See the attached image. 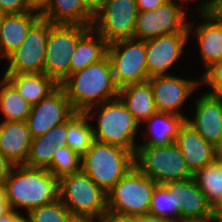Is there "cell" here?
Segmentation results:
<instances>
[{"label": "cell", "instance_id": "cell-12", "mask_svg": "<svg viewBox=\"0 0 222 222\" xmlns=\"http://www.w3.org/2000/svg\"><path fill=\"white\" fill-rule=\"evenodd\" d=\"M184 8L174 0H169L155 10L139 12L136 20L134 38L147 41L160 35L188 32Z\"/></svg>", "mask_w": 222, "mask_h": 222}, {"label": "cell", "instance_id": "cell-21", "mask_svg": "<svg viewBox=\"0 0 222 222\" xmlns=\"http://www.w3.org/2000/svg\"><path fill=\"white\" fill-rule=\"evenodd\" d=\"M40 17L37 10L3 16L0 24V52L4 59L22 44L28 30Z\"/></svg>", "mask_w": 222, "mask_h": 222}, {"label": "cell", "instance_id": "cell-31", "mask_svg": "<svg viewBox=\"0 0 222 222\" xmlns=\"http://www.w3.org/2000/svg\"><path fill=\"white\" fill-rule=\"evenodd\" d=\"M53 151L52 162L46 169L58 180L81 171V157L68 146L57 145Z\"/></svg>", "mask_w": 222, "mask_h": 222}, {"label": "cell", "instance_id": "cell-30", "mask_svg": "<svg viewBox=\"0 0 222 222\" xmlns=\"http://www.w3.org/2000/svg\"><path fill=\"white\" fill-rule=\"evenodd\" d=\"M148 213L170 222H179V206L176 195L169 192L163 184H157L152 193Z\"/></svg>", "mask_w": 222, "mask_h": 222}, {"label": "cell", "instance_id": "cell-40", "mask_svg": "<svg viewBox=\"0 0 222 222\" xmlns=\"http://www.w3.org/2000/svg\"><path fill=\"white\" fill-rule=\"evenodd\" d=\"M13 164L0 153V184L9 176Z\"/></svg>", "mask_w": 222, "mask_h": 222}, {"label": "cell", "instance_id": "cell-1", "mask_svg": "<svg viewBox=\"0 0 222 222\" xmlns=\"http://www.w3.org/2000/svg\"><path fill=\"white\" fill-rule=\"evenodd\" d=\"M75 112H86L118 97L110 60L106 55L98 62L68 75L59 85Z\"/></svg>", "mask_w": 222, "mask_h": 222}, {"label": "cell", "instance_id": "cell-39", "mask_svg": "<svg viewBox=\"0 0 222 222\" xmlns=\"http://www.w3.org/2000/svg\"><path fill=\"white\" fill-rule=\"evenodd\" d=\"M169 0H136L139 12H144L162 6Z\"/></svg>", "mask_w": 222, "mask_h": 222}, {"label": "cell", "instance_id": "cell-50", "mask_svg": "<svg viewBox=\"0 0 222 222\" xmlns=\"http://www.w3.org/2000/svg\"><path fill=\"white\" fill-rule=\"evenodd\" d=\"M179 1H181V2H184V1H186V2L188 3V1H189V0H179Z\"/></svg>", "mask_w": 222, "mask_h": 222}, {"label": "cell", "instance_id": "cell-43", "mask_svg": "<svg viewBox=\"0 0 222 222\" xmlns=\"http://www.w3.org/2000/svg\"><path fill=\"white\" fill-rule=\"evenodd\" d=\"M8 201L5 199V189L3 184H0V217L4 216L10 211Z\"/></svg>", "mask_w": 222, "mask_h": 222}, {"label": "cell", "instance_id": "cell-29", "mask_svg": "<svg viewBox=\"0 0 222 222\" xmlns=\"http://www.w3.org/2000/svg\"><path fill=\"white\" fill-rule=\"evenodd\" d=\"M31 106L5 77L1 79L0 110L3 113L4 121H26Z\"/></svg>", "mask_w": 222, "mask_h": 222}, {"label": "cell", "instance_id": "cell-16", "mask_svg": "<svg viewBox=\"0 0 222 222\" xmlns=\"http://www.w3.org/2000/svg\"><path fill=\"white\" fill-rule=\"evenodd\" d=\"M148 81L152 86L155 107L158 112H169L187 118L180 112V109L201 82L168 74L150 77Z\"/></svg>", "mask_w": 222, "mask_h": 222}, {"label": "cell", "instance_id": "cell-48", "mask_svg": "<svg viewBox=\"0 0 222 222\" xmlns=\"http://www.w3.org/2000/svg\"><path fill=\"white\" fill-rule=\"evenodd\" d=\"M5 14L0 10V24H1V21H2V18Z\"/></svg>", "mask_w": 222, "mask_h": 222}, {"label": "cell", "instance_id": "cell-33", "mask_svg": "<svg viewBox=\"0 0 222 222\" xmlns=\"http://www.w3.org/2000/svg\"><path fill=\"white\" fill-rule=\"evenodd\" d=\"M74 216L58 198L54 202L31 209L27 213V222H71Z\"/></svg>", "mask_w": 222, "mask_h": 222}, {"label": "cell", "instance_id": "cell-3", "mask_svg": "<svg viewBox=\"0 0 222 222\" xmlns=\"http://www.w3.org/2000/svg\"><path fill=\"white\" fill-rule=\"evenodd\" d=\"M134 163L130 150L94 140L81 157V171L106 193L125 176Z\"/></svg>", "mask_w": 222, "mask_h": 222}, {"label": "cell", "instance_id": "cell-23", "mask_svg": "<svg viewBox=\"0 0 222 222\" xmlns=\"http://www.w3.org/2000/svg\"><path fill=\"white\" fill-rule=\"evenodd\" d=\"M118 97L139 125L140 122H145L157 112L152 86L149 81L121 87Z\"/></svg>", "mask_w": 222, "mask_h": 222}, {"label": "cell", "instance_id": "cell-49", "mask_svg": "<svg viewBox=\"0 0 222 222\" xmlns=\"http://www.w3.org/2000/svg\"><path fill=\"white\" fill-rule=\"evenodd\" d=\"M219 157L222 158V147H221L220 150H219Z\"/></svg>", "mask_w": 222, "mask_h": 222}, {"label": "cell", "instance_id": "cell-10", "mask_svg": "<svg viewBox=\"0 0 222 222\" xmlns=\"http://www.w3.org/2000/svg\"><path fill=\"white\" fill-rule=\"evenodd\" d=\"M138 13L136 0H104L94 11L91 27L108 43L134 38Z\"/></svg>", "mask_w": 222, "mask_h": 222}, {"label": "cell", "instance_id": "cell-5", "mask_svg": "<svg viewBox=\"0 0 222 222\" xmlns=\"http://www.w3.org/2000/svg\"><path fill=\"white\" fill-rule=\"evenodd\" d=\"M59 199L74 217L97 220L107 211V193L82 171L59 180Z\"/></svg>", "mask_w": 222, "mask_h": 222}, {"label": "cell", "instance_id": "cell-18", "mask_svg": "<svg viewBox=\"0 0 222 222\" xmlns=\"http://www.w3.org/2000/svg\"><path fill=\"white\" fill-rule=\"evenodd\" d=\"M175 143L179 146L192 174L213 163L219 157V150L206 142L186 122L180 127Z\"/></svg>", "mask_w": 222, "mask_h": 222}, {"label": "cell", "instance_id": "cell-44", "mask_svg": "<svg viewBox=\"0 0 222 222\" xmlns=\"http://www.w3.org/2000/svg\"><path fill=\"white\" fill-rule=\"evenodd\" d=\"M29 5L37 11H40L47 3L49 0H27Z\"/></svg>", "mask_w": 222, "mask_h": 222}, {"label": "cell", "instance_id": "cell-36", "mask_svg": "<svg viewBox=\"0 0 222 222\" xmlns=\"http://www.w3.org/2000/svg\"><path fill=\"white\" fill-rule=\"evenodd\" d=\"M46 137H49L55 146H66L67 141V121L54 126L46 132Z\"/></svg>", "mask_w": 222, "mask_h": 222}, {"label": "cell", "instance_id": "cell-47", "mask_svg": "<svg viewBox=\"0 0 222 222\" xmlns=\"http://www.w3.org/2000/svg\"><path fill=\"white\" fill-rule=\"evenodd\" d=\"M71 222H96V220L92 218L74 217Z\"/></svg>", "mask_w": 222, "mask_h": 222}, {"label": "cell", "instance_id": "cell-28", "mask_svg": "<svg viewBox=\"0 0 222 222\" xmlns=\"http://www.w3.org/2000/svg\"><path fill=\"white\" fill-rule=\"evenodd\" d=\"M85 112H74L67 120V141L72 151L82 157L94 142V134Z\"/></svg>", "mask_w": 222, "mask_h": 222}, {"label": "cell", "instance_id": "cell-6", "mask_svg": "<svg viewBox=\"0 0 222 222\" xmlns=\"http://www.w3.org/2000/svg\"><path fill=\"white\" fill-rule=\"evenodd\" d=\"M135 166L157 184L193 178L179 146H137Z\"/></svg>", "mask_w": 222, "mask_h": 222}, {"label": "cell", "instance_id": "cell-19", "mask_svg": "<svg viewBox=\"0 0 222 222\" xmlns=\"http://www.w3.org/2000/svg\"><path fill=\"white\" fill-rule=\"evenodd\" d=\"M32 136L26 121L0 122V153L13 165H24Z\"/></svg>", "mask_w": 222, "mask_h": 222}, {"label": "cell", "instance_id": "cell-8", "mask_svg": "<svg viewBox=\"0 0 222 222\" xmlns=\"http://www.w3.org/2000/svg\"><path fill=\"white\" fill-rule=\"evenodd\" d=\"M107 56L115 84L119 89L149 80L146 41L128 38L111 42L108 44Z\"/></svg>", "mask_w": 222, "mask_h": 222}, {"label": "cell", "instance_id": "cell-27", "mask_svg": "<svg viewBox=\"0 0 222 222\" xmlns=\"http://www.w3.org/2000/svg\"><path fill=\"white\" fill-rule=\"evenodd\" d=\"M193 179L214 209L222 201V158L195 172Z\"/></svg>", "mask_w": 222, "mask_h": 222}, {"label": "cell", "instance_id": "cell-35", "mask_svg": "<svg viewBox=\"0 0 222 222\" xmlns=\"http://www.w3.org/2000/svg\"><path fill=\"white\" fill-rule=\"evenodd\" d=\"M0 10L4 14H19L34 9L27 0H0Z\"/></svg>", "mask_w": 222, "mask_h": 222}, {"label": "cell", "instance_id": "cell-42", "mask_svg": "<svg viewBox=\"0 0 222 222\" xmlns=\"http://www.w3.org/2000/svg\"><path fill=\"white\" fill-rule=\"evenodd\" d=\"M132 222H170L164 218L157 217L150 213L139 215V216H132Z\"/></svg>", "mask_w": 222, "mask_h": 222}, {"label": "cell", "instance_id": "cell-14", "mask_svg": "<svg viewBox=\"0 0 222 222\" xmlns=\"http://www.w3.org/2000/svg\"><path fill=\"white\" fill-rule=\"evenodd\" d=\"M193 25L188 24V32L160 35L146 41V63L149 78L166 75V71L182 56L189 40Z\"/></svg>", "mask_w": 222, "mask_h": 222}, {"label": "cell", "instance_id": "cell-32", "mask_svg": "<svg viewBox=\"0 0 222 222\" xmlns=\"http://www.w3.org/2000/svg\"><path fill=\"white\" fill-rule=\"evenodd\" d=\"M54 148L55 143L49 137H46V133L32 138L29 154L24 165L31 168L46 169L52 162Z\"/></svg>", "mask_w": 222, "mask_h": 222}, {"label": "cell", "instance_id": "cell-25", "mask_svg": "<svg viewBox=\"0 0 222 222\" xmlns=\"http://www.w3.org/2000/svg\"><path fill=\"white\" fill-rule=\"evenodd\" d=\"M5 77L29 104L35 105L53 92L59 85L47 74H4Z\"/></svg>", "mask_w": 222, "mask_h": 222}, {"label": "cell", "instance_id": "cell-7", "mask_svg": "<svg viewBox=\"0 0 222 222\" xmlns=\"http://www.w3.org/2000/svg\"><path fill=\"white\" fill-rule=\"evenodd\" d=\"M156 185L155 181L133 166L107 192V210L128 216L147 214Z\"/></svg>", "mask_w": 222, "mask_h": 222}, {"label": "cell", "instance_id": "cell-45", "mask_svg": "<svg viewBox=\"0 0 222 222\" xmlns=\"http://www.w3.org/2000/svg\"><path fill=\"white\" fill-rule=\"evenodd\" d=\"M213 222H222V201L214 208Z\"/></svg>", "mask_w": 222, "mask_h": 222}, {"label": "cell", "instance_id": "cell-9", "mask_svg": "<svg viewBox=\"0 0 222 222\" xmlns=\"http://www.w3.org/2000/svg\"><path fill=\"white\" fill-rule=\"evenodd\" d=\"M89 28L80 24H52L49 21L43 72L58 85L69 75L71 54L78 39Z\"/></svg>", "mask_w": 222, "mask_h": 222}, {"label": "cell", "instance_id": "cell-11", "mask_svg": "<svg viewBox=\"0 0 222 222\" xmlns=\"http://www.w3.org/2000/svg\"><path fill=\"white\" fill-rule=\"evenodd\" d=\"M49 21L39 18L28 30L22 44L9 54L4 74L43 73Z\"/></svg>", "mask_w": 222, "mask_h": 222}, {"label": "cell", "instance_id": "cell-26", "mask_svg": "<svg viewBox=\"0 0 222 222\" xmlns=\"http://www.w3.org/2000/svg\"><path fill=\"white\" fill-rule=\"evenodd\" d=\"M185 120L183 116L177 114L157 111L146 120L149 133L147 134L145 131L146 142L138 146H165L174 143Z\"/></svg>", "mask_w": 222, "mask_h": 222}, {"label": "cell", "instance_id": "cell-38", "mask_svg": "<svg viewBox=\"0 0 222 222\" xmlns=\"http://www.w3.org/2000/svg\"><path fill=\"white\" fill-rule=\"evenodd\" d=\"M96 222H132V216L107 210Z\"/></svg>", "mask_w": 222, "mask_h": 222}, {"label": "cell", "instance_id": "cell-37", "mask_svg": "<svg viewBox=\"0 0 222 222\" xmlns=\"http://www.w3.org/2000/svg\"><path fill=\"white\" fill-rule=\"evenodd\" d=\"M199 9H203L213 19L222 21V0H204Z\"/></svg>", "mask_w": 222, "mask_h": 222}, {"label": "cell", "instance_id": "cell-20", "mask_svg": "<svg viewBox=\"0 0 222 222\" xmlns=\"http://www.w3.org/2000/svg\"><path fill=\"white\" fill-rule=\"evenodd\" d=\"M52 24H80L91 27L94 12L84 0H49L39 11Z\"/></svg>", "mask_w": 222, "mask_h": 222}, {"label": "cell", "instance_id": "cell-13", "mask_svg": "<svg viewBox=\"0 0 222 222\" xmlns=\"http://www.w3.org/2000/svg\"><path fill=\"white\" fill-rule=\"evenodd\" d=\"M74 112L64 90L58 86L39 103L31 106L26 123L32 138L41 136L54 126L67 121Z\"/></svg>", "mask_w": 222, "mask_h": 222}, {"label": "cell", "instance_id": "cell-17", "mask_svg": "<svg viewBox=\"0 0 222 222\" xmlns=\"http://www.w3.org/2000/svg\"><path fill=\"white\" fill-rule=\"evenodd\" d=\"M194 118H186L190 125L208 143L220 150L222 147V97L203 94L196 99Z\"/></svg>", "mask_w": 222, "mask_h": 222}, {"label": "cell", "instance_id": "cell-2", "mask_svg": "<svg viewBox=\"0 0 222 222\" xmlns=\"http://www.w3.org/2000/svg\"><path fill=\"white\" fill-rule=\"evenodd\" d=\"M3 186L5 199L14 211L22 207L28 213L59 198V180L45 168L14 165Z\"/></svg>", "mask_w": 222, "mask_h": 222}, {"label": "cell", "instance_id": "cell-46", "mask_svg": "<svg viewBox=\"0 0 222 222\" xmlns=\"http://www.w3.org/2000/svg\"><path fill=\"white\" fill-rule=\"evenodd\" d=\"M104 0H84L87 6L94 12Z\"/></svg>", "mask_w": 222, "mask_h": 222}, {"label": "cell", "instance_id": "cell-4", "mask_svg": "<svg viewBox=\"0 0 222 222\" xmlns=\"http://www.w3.org/2000/svg\"><path fill=\"white\" fill-rule=\"evenodd\" d=\"M99 107L100 109L97 108L99 111L87 110L85 112L91 119H94L92 117L99 112L96 116L97 128L92 127L94 140L130 150L135 154L138 146V144L135 145V137L140 126L131 112L119 97L106 101Z\"/></svg>", "mask_w": 222, "mask_h": 222}, {"label": "cell", "instance_id": "cell-15", "mask_svg": "<svg viewBox=\"0 0 222 222\" xmlns=\"http://www.w3.org/2000/svg\"><path fill=\"white\" fill-rule=\"evenodd\" d=\"M176 195L179 206V222H213L214 209L193 178L169 181L163 184Z\"/></svg>", "mask_w": 222, "mask_h": 222}, {"label": "cell", "instance_id": "cell-22", "mask_svg": "<svg viewBox=\"0 0 222 222\" xmlns=\"http://www.w3.org/2000/svg\"><path fill=\"white\" fill-rule=\"evenodd\" d=\"M205 21L194 27L193 32L200 46L201 57L206 69L222 59V21L213 19L203 9H198Z\"/></svg>", "mask_w": 222, "mask_h": 222}, {"label": "cell", "instance_id": "cell-34", "mask_svg": "<svg viewBox=\"0 0 222 222\" xmlns=\"http://www.w3.org/2000/svg\"><path fill=\"white\" fill-rule=\"evenodd\" d=\"M206 72L202 75V82L211 87V91L207 94L222 97V59L214 62L211 66L205 69Z\"/></svg>", "mask_w": 222, "mask_h": 222}, {"label": "cell", "instance_id": "cell-41", "mask_svg": "<svg viewBox=\"0 0 222 222\" xmlns=\"http://www.w3.org/2000/svg\"><path fill=\"white\" fill-rule=\"evenodd\" d=\"M0 222H27L26 217L17 210H10L7 214L0 217Z\"/></svg>", "mask_w": 222, "mask_h": 222}, {"label": "cell", "instance_id": "cell-24", "mask_svg": "<svg viewBox=\"0 0 222 222\" xmlns=\"http://www.w3.org/2000/svg\"><path fill=\"white\" fill-rule=\"evenodd\" d=\"M90 27L79 39L71 54L69 75L80 71L107 55L108 42Z\"/></svg>", "mask_w": 222, "mask_h": 222}]
</instances>
